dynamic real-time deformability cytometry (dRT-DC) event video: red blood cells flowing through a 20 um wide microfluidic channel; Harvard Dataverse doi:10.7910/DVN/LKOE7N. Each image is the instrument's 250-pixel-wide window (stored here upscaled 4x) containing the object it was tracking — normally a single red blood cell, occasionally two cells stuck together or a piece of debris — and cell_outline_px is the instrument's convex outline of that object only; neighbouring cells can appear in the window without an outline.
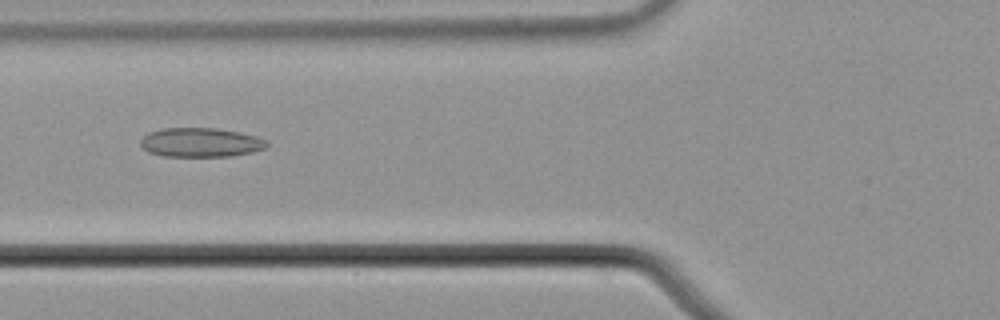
{"species": "common noctule bat (a hibernating species)", "species_latin": "Nyctalus noctula", "temperature_condition": "cold", "stored_images_in_passage": 38, "camera_frame_rate_fps": 3000, "um_per_image_px": 0.085, "animal": {"sex": "male", "body_mass_g": 21.5, "forearm_length_mm": 52.0}, "frame": {"image": 1, "passage_image": 4, "time_ms": 1.0, "image_size_px": [1000, 320], "cell_outline_px": [[268, 144], [264, 148], [252, 152], [232, 156], [164, 156], [148, 152], [140, 144], [140, 140], [148, 132], [160, 128], [216, 128], [240, 132], [256, 136], [268, 140]], "centroid_in_image_um": [17.05, 12.1], "position_along_channel_um": 108.7, "area_um2": 21.56}}
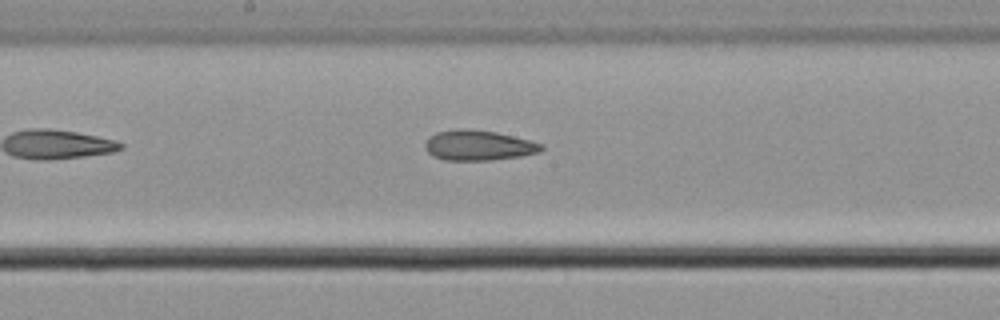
{"frame": {"image": 2, "passage_image": 12, "time_ms": 3.667, "image_size_px": [1000, 320], "cell_outline_px": [[544, 148], [540, 152], [520, 156], [492, 160], [444, 160], [432, 156], [424, 148], [424, 144], [428, 136], [436, 132], [456, 128], [460, 128], [496, 132], [544, 144]], "centroid_in_image_um": [40.62, 12.35], "position_along_channel_um": 207.6, "area_um2": 20.58}}
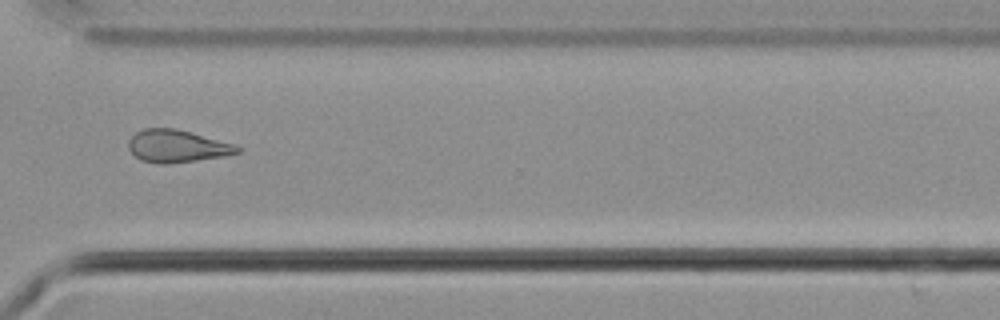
{"frame": {"image": 3, "passage_image": 24, "time_ms": 7.667, "image_size_px": [1000, 320], "cell_outline_px": [[244, 148], [240, 152], [224, 156], [196, 160], [164, 164], [160, 164], [140, 160], [128, 148], [128, 140], [136, 132], [144, 128], [176, 128], [236, 144]], "centroid_in_image_um": [15.07, 12.41], "position_along_channel_um": 355.5, "area_um2": 20.69}}